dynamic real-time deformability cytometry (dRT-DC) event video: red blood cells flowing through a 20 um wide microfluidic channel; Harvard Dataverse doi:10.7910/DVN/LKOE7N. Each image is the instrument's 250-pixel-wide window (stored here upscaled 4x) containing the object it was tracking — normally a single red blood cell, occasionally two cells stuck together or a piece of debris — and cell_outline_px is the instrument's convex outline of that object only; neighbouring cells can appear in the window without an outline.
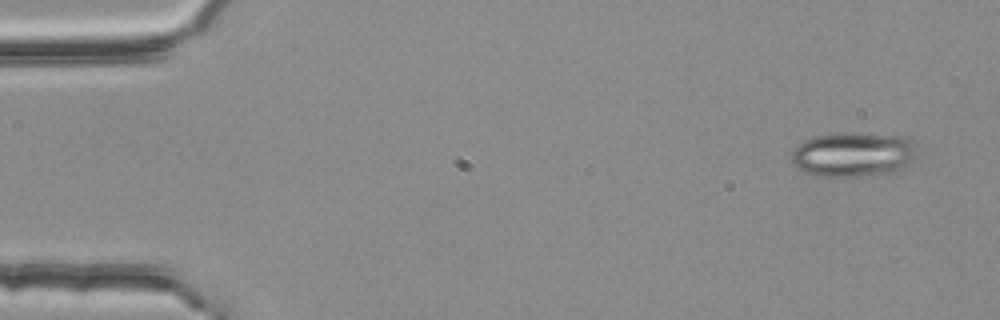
{"species": "common noctule bat (a hibernating species)", "species_latin": "Nyctalus noctula", "temperature_condition": "room temperature", "stored_images_in_passage": 4, "camera_frame_rate_fps": 3000, "um_per_image_px": 0.085, "animal": {"sex": "female", "body_mass_g": 25.1}, "frame": {"image": 1, "passage_image": 1, "time_ms": 0.0, "image_size_px": [1000, 320], "cell_outline_px": [[920, 152], [912, 160], [900, 168], [892, 172], [848, 176], [820, 176], [804, 172], [792, 160], [792, 148], [804, 140], [816, 136], [836, 132], [852, 132], [900, 136], [912, 140], [916, 144]], "centroid_in_image_um": [72.54, 13.09], "position_along_channel_um": 12.5, "area_um2": 32.6}}